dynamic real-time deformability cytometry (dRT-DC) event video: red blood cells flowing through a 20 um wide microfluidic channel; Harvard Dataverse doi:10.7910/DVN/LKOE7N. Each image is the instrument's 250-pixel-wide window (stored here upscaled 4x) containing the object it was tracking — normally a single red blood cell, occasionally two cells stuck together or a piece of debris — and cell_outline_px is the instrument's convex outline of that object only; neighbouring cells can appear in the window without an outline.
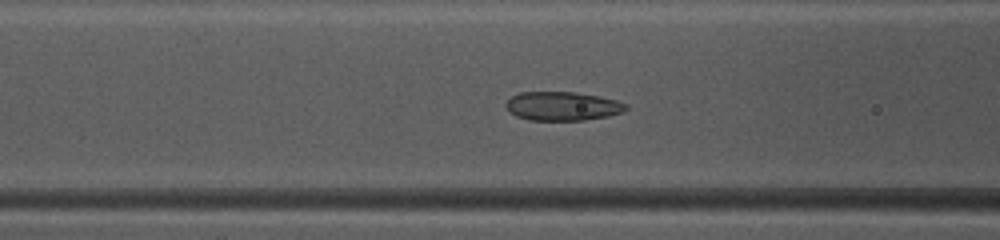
{"species": "common noctule bat (a hibernating species)", "species_latin": "Nyctalus noctula", "temperature_condition": "warm", "stored_images_in_passage": 38, "camera_frame_rate_fps": 3000, "um_per_image_px": 0.085, "animal": {"sex": "female", "body_mass_g": 10.0, "forearm_length_mm": 53.1}, "frame": {"image": 1, "passage_image": 9, "time_ms": 2.667, "image_size_px": [1000, 240], "cell_outline_px": [[628, 108], [624, 112], [608, 116], [584, 120], [528, 120], [516, 116], [508, 112], [504, 104], [512, 96], [520, 92], [576, 92], [600, 96], [616, 100], [628, 104]], "centroid_in_image_um": [47.81, 9.02], "position_along_channel_um": 118.8, "area_um2": 20.4}}
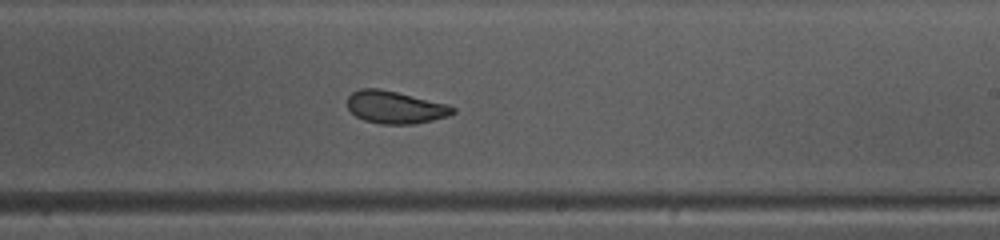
{"frame": {"image": 2, "passage_image": 19, "time_ms": 6.0, "image_size_px": [1000, 240], "cell_outline_px": [[456, 112], [448, 116], [432, 120], [412, 124], [380, 124], [364, 120], [356, 116], [348, 108], [348, 96], [352, 92], [360, 88], [376, 88], [396, 92], [448, 104], [456, 108]], "centroid_in_image_um": [33.6, 9.12], "position_along_channel_um": 255.4, "area_um2": 19.88}}
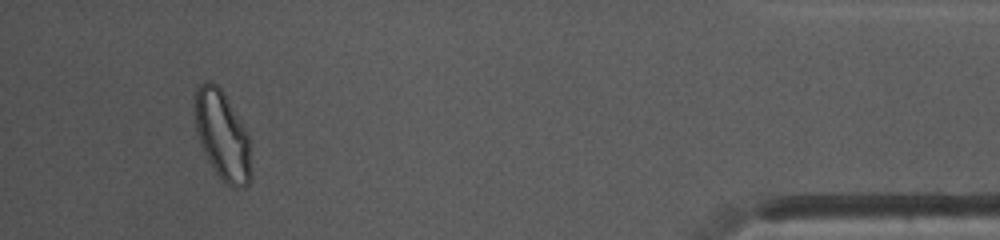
{"frame": {"image": 3, "passage_image": 35, "time_ms": 11.333, "image_size_px": [1000, 240], "cell_outline_px": [[252, 180], [244, 188], [232, 188], [224, 184], [208, 160], [200, 144], [196, 132], [196, 84], [204, 80], [212, 80], [224, 92], [240, 120], [248, 136], [252, 172]], "centroid_in_image_um": [18.92, 11.54], "position_along_channel_um": 416.3, "area_um2": 29.42}, "authors_computed_cell_mechanics": {"area_um2": 20.7213, "velocity_mm_per_s": 4.1032, "shape_relaxation_time_tau1_ms": 5.2015, "shape_relaxation_time_tau2_ms": 1.2994, "deformation_change_tau1": 0.1212, "deformation_change_tau2": 0.0712}}